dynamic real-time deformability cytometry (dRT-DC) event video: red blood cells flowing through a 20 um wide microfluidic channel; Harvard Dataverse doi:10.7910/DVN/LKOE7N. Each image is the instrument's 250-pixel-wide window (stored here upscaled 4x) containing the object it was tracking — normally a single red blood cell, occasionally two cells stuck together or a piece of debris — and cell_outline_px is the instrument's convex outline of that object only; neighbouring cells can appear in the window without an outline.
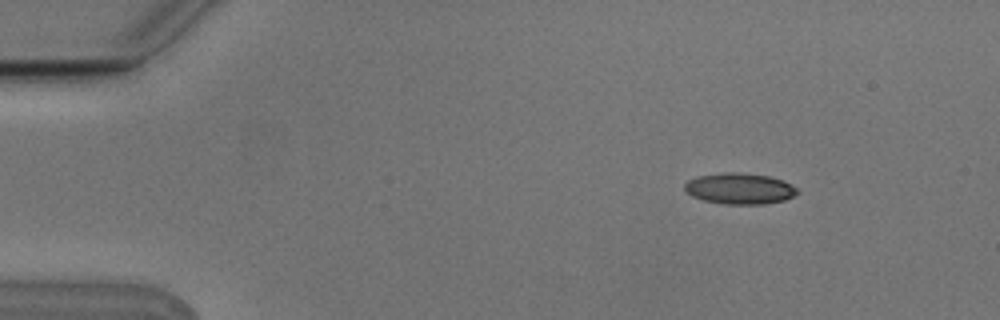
{"species": "Egyptian fruit bat (a non-hibernating species)", "species_latin": "Rousettus aegyptiacus", "temperature_condition": "cold", "stored_images_in_passage": 3, "camera_frame_rate_fps": 3000, "um_per_image_px": 0.085, "animal": {"sex": "male"}, "frame": {"image": 1, "passage_image": 1, "time_ms": 0.0, "image_size_px": [1000, 320], "cell_outline_px": [[800, 192], [784, 200], [764, 204], [724, 204], [704, 200], [692, 196], [684, 188], [684, 184], [688, 180], [696, 176], [728, 172], [740, 172], [768, 176], [784, 180], [792, 184]], "centroid_in_image_um": [62.88, 16.02], "position_along_channel_um": 22.1, "area_um2": 20.4}}